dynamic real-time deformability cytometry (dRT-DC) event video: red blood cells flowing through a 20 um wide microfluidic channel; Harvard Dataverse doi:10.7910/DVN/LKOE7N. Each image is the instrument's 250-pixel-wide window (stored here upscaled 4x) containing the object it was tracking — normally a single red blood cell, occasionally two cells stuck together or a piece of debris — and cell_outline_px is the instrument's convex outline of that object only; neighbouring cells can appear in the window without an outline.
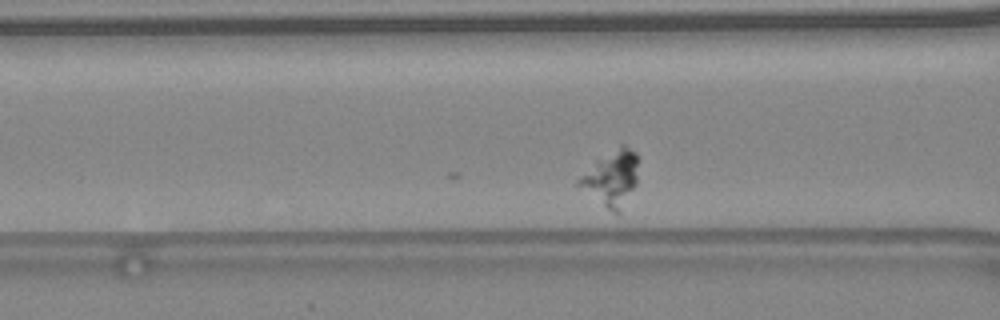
{"species": "common noctule bat (a hibernating species)", "species_latin": "Nyctalus noctula", "temperature_condition": "warm", "stored_images_in_passage": 10, "camera_frame_rate_fps": 3000, "um_per_image_px": 0.085, "animal": {"sex": "female", "body_mass_g": 24.6, "forearm_length_mm": 56.2}, "frame": {"image": 1, "passage_image": 8, "time_ms": 2.333, "image_size_px": [1000, 320], "cell_outline_px": [[640, 156], [636, 184], [620, 212], [616, 216], [576, 184], [576, 180], [596, 160], [620, 144], [624, 144], [636, 152]], "centroid_in_image_um": [52.01, 15.12], "position_along_channel_um": 114.6, "area_um2": 19.42}}